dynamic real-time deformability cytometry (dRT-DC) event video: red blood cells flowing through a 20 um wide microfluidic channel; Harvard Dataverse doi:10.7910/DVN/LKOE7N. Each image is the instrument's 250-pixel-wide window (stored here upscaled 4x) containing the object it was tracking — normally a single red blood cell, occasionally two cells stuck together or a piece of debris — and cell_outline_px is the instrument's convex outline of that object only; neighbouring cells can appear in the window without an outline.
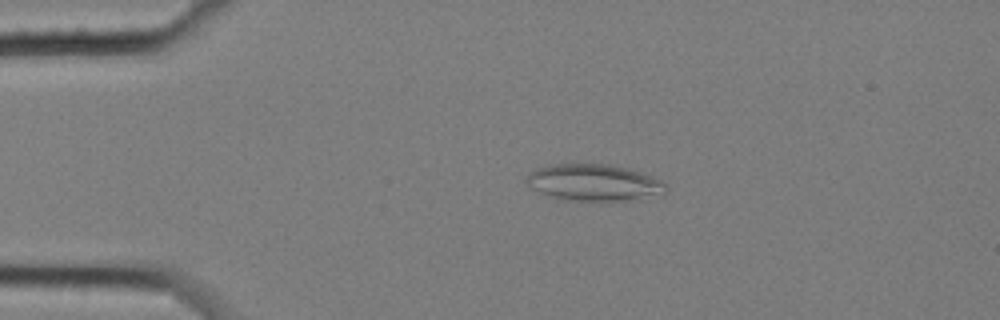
{"species": "common noctule bat (a hibernating species)", "species_latin": "Nyctalus noctula", "temperature_condition": "cold", "stored_images_in_passage": 4, "camera_frame_rate_fps": 3000, "um_per_image_px": 0.085, "animal": {"sex": "female", "body_mass_g": 25.1}, "frame": {"image": 1, "passage_image": 2, "time_ms": 0.333, "image_size_px": [1000, 320], "cell_outline_px": [[668, 188], [664, 196], [640, 200], [608, 204], [556, 200], [532, 188], [524, 180], [536, 168], [548, 164], [616, 164], [640, 172], [660, 180]], "centroid_in_image_um": [50.55, 15.59], "position_along_channel_um": 34.4, "area_um2": 31.5}}